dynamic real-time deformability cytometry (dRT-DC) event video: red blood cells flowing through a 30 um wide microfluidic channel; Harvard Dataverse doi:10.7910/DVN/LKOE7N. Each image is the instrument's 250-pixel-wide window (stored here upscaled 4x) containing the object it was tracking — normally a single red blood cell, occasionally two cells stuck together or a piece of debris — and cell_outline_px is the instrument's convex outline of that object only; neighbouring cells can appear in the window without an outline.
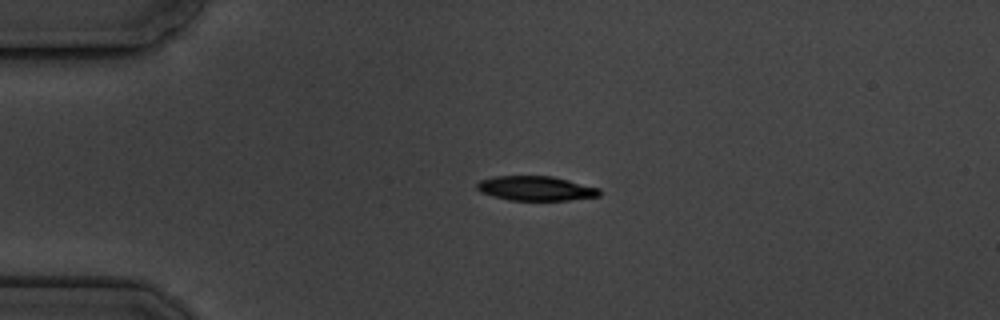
{"species": "common noctule bat (a hibernating species)", "species_latin": "Nyctalus noctula", "temperature_condition": "cold", "stored_images_in_passage": 4, "camera_frame_rate_fps": 3000, "um_per_image_px": 0.085, "animal": {"sex": "male", "body_mass_g": 19.5, "forearm_length_mm": 54.6}, "frame": {"image": 1, "passage_image": 3, "time_ms": 3.333, "image_size_px": [1000, 320], "cell_outline_px": [[600, 196], [568, 200], [508, 200], [480, 192], [476, 188], [476, 184], [480, 180], [492, 176], [552, 176], [600, 188]], "centroid_in_image_um": [45.52, 16.01], "position_along_channel_um": 39.5, "area_um2": 17.51}}